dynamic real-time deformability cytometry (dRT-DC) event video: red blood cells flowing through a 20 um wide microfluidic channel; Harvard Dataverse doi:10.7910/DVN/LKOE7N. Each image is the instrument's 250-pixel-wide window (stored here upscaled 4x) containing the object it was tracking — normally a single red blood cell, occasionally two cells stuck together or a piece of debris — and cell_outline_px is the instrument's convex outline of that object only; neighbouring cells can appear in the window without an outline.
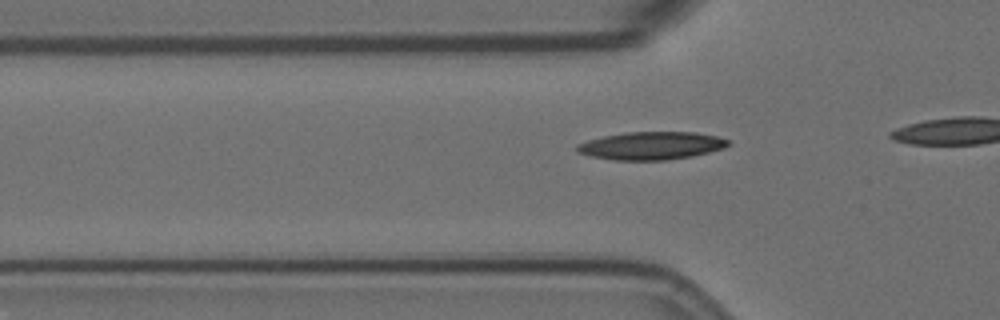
{"species": "Egyptian fruit bat (a non-hibernating species)", "species_latin": "Rousettus aegyptiacus", "temperature_condition": "room temperature", "stored_images_in_passage": 12, "camera_frame_rate_fps": 3000, "um_per_image_px": 0.085, "animal": {"sex": "female"}, "frame": {"image": 1, "passage_image": 6, "time_ms": 1.667, "image_size_px": [1000, 320], "cell_outline_px": [[732, 144], [724, 148], [692, 156], [664, 160], [616, 160], [592, 156], [576, 152], [576, 144], [588, 140], [604, 136], [628, 132], [696, 132], [716, 136], [732, 140]], "centroid_in_image_um": [55.4, 12.38], "position_along_channel_um": 70.4, "area_um2": 24.57}}
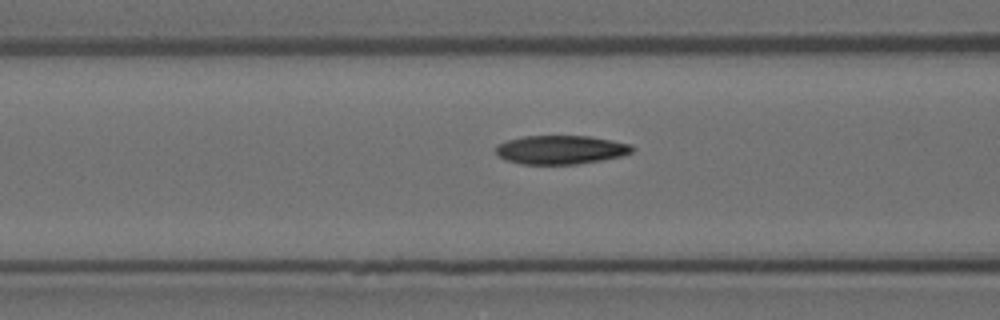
{"frame": {"image": 2, "passage_image": 10, "time_ms": 3.0, "image_size_px": [1000, 320], "cell_outline_px": [[636, 148], [632, 152], [620, 156], [600, 160], [576, 164], [520, 164], [508, 160], [500, 156], [496, 152], [496, 144], [508, 140], [524, 136], [588, 136], [612, 140], [632, 144]], "centroid_in_image_um": [47.68, 12.72], "position_along_channel_um": 118.9, "area_um2": 22.77}}